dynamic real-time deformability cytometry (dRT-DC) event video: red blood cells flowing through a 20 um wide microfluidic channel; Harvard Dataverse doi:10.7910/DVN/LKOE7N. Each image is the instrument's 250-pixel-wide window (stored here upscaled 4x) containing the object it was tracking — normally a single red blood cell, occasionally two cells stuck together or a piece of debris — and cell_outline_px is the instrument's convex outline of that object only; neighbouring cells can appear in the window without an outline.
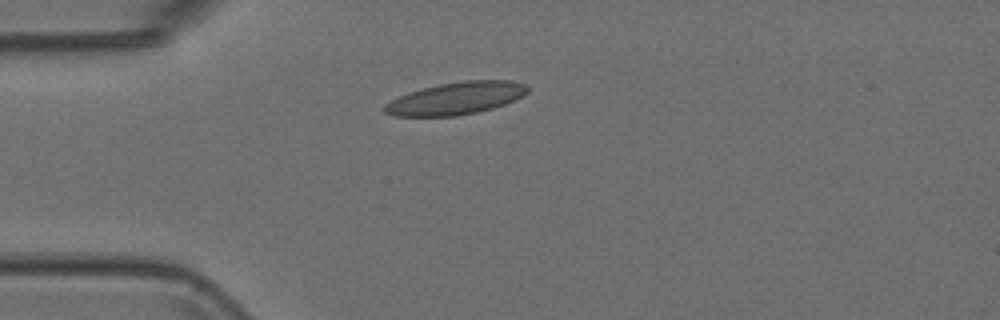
{"species": "Egyptian fruit bat (a non-hibernating species)", "species_latin": "Rousettus aegyptiacus", "temperature_condition": "room temperature", "stored_images_in_passage": 41, "camera_frame_rate_fps": 3000, "um_per_image_px": 0.085, "animal": {"sex": "female"}, "frame": {"image": 1, "passage_image": 1, "time_ms": 0.0, "image_size_px": [1000, 320], "cell_outline_px": [[528, 92], [516, 100], [492, 108], [476, 112], [456, 116], [392, 116], [384, 112], [380, 108], [384, 104], [408, 92], [440, 84], [464, 80], [512, 80], [528, 84]], "centroid_in_image_um": [38.76, 8.35], "position_along_channel_um": 46.2, "area_um2": 27.11}}
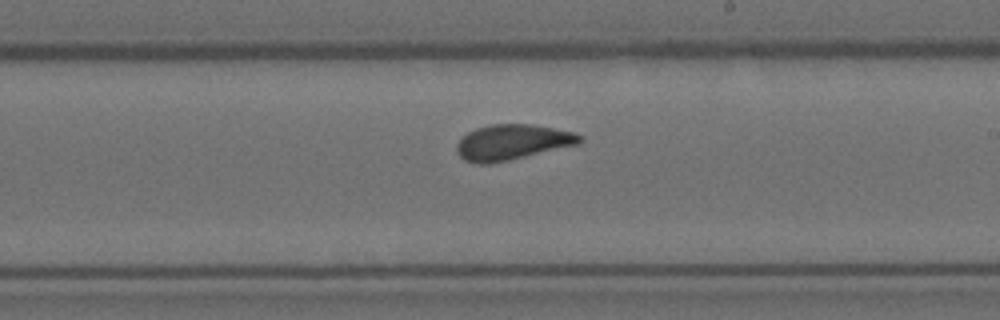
{"frame": {"image": 2, "passage_image": 18, "time_ms": 5.667, "image_size_px": [1000, 320], "cell_outline_px": [[584, 140], [580, 144], [508, 160], [488, 164], [476, 164], [464, 160], [456, 152], [456, 144], [468, 132], [476, 128], [492, 124], [532, 124], [572, 132], [584, 136]], "centroid_in_image_um": [43.55, 12.09], "position_along_channel_um": 245.5, "area_um2": 25.37}}
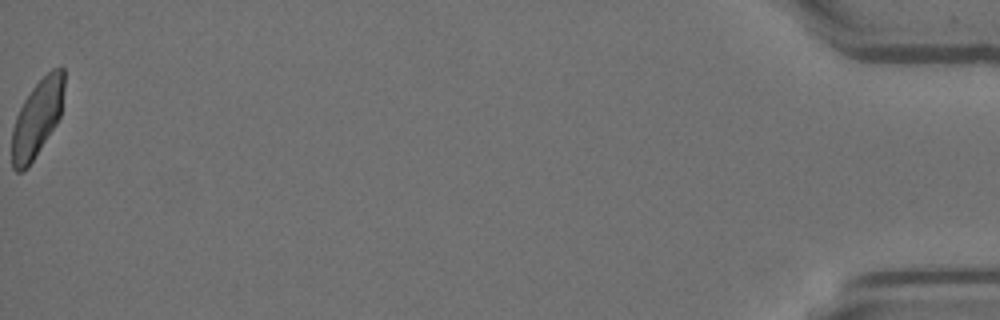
{"frame": {"image": 3, "passage_image": 41, "time_ms": 13.333, "image_size_px": [1000, 320], "cell_outline_px": [[64, 88], [60, 116], [56, 124], [28, 168], [20, 172], [16, 172], [12, 168], [12, 128], [16, 116], [24, 100], [32, 88], [52, 68], [60, 64], [64, 68]], "centroid_in_image_um": [3.16, 10.04], "position_along_channel_um": 432.0, "area_um2": 23.47}}